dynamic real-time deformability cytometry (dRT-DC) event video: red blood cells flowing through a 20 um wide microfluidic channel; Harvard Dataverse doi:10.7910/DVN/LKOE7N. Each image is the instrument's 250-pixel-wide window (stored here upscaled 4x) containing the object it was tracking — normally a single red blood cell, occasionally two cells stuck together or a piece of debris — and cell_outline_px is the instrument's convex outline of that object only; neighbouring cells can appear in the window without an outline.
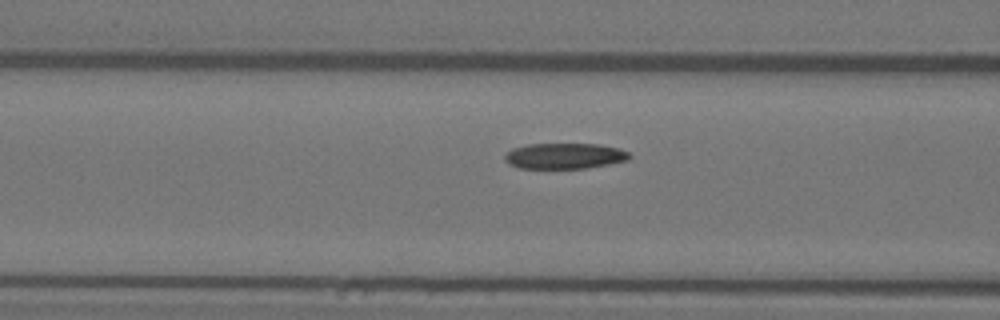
{"species": "Egyptian fruit bat (a non-hibernating species)", "species_latin": "Rousettus aegyptiacus", "temperature_condition": "warm", "stored_images_in_passage": 20, "camera_frame_rate_fps": 3000, "um_per_image_px": 0.085, "animal": {"sex": "female"}, "frame": {"image": 1, "passage_image": 18, "time_ms": 5.667, "image_size_px": [1000, 320], "cell_outline_px": [[632, 156], [628, 160], [608, 164], [584, 168], [520, 168], [508, 164], [504, 160], [504, 156], [512, 148], [528, 144], [600, 144], [620, 148], [628, 152]], "centroid_in_image_um": [47.99, 13.25], "position_along_channel_um": 118.6, "area_um2": 18.73}}